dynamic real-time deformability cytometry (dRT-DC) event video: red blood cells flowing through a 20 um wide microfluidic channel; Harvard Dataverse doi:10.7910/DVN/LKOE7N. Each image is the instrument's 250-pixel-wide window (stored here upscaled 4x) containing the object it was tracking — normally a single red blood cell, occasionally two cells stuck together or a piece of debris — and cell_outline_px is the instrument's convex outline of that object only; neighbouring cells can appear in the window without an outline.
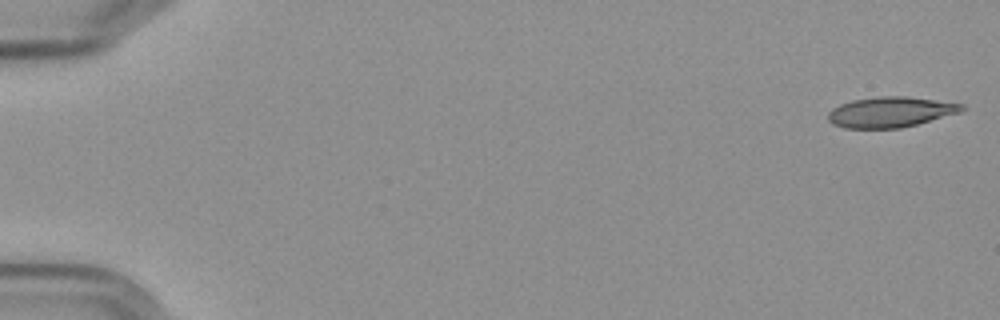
{"species": "Egyptian fruit bat (a non-hibernating species)", "species_latin": "Rousettus aegyptiacus", "temperature_condition": "cold", "stored_images_in_passage": 57, "camera_frame_rate_fps": 3000, "um_per_image_px": 0.085, "frame": {"image": 1, "passage_image": 1, "time_ms": 0.0, "image_size_px": [1000, 320], "cell_outline_px": [[968, 108], [960, 112], [916, 124], [900, 128], [844, 128], [832, 124], [828, 120], [828, 112], [832, 108], [840, 104], [852, 100], [880, 96], [908, 96], [964, 104]], "centroid_in_image_um": [75.68, 9.52], "position_along_channel_um": 9.3, "area_um2": 23.76}}
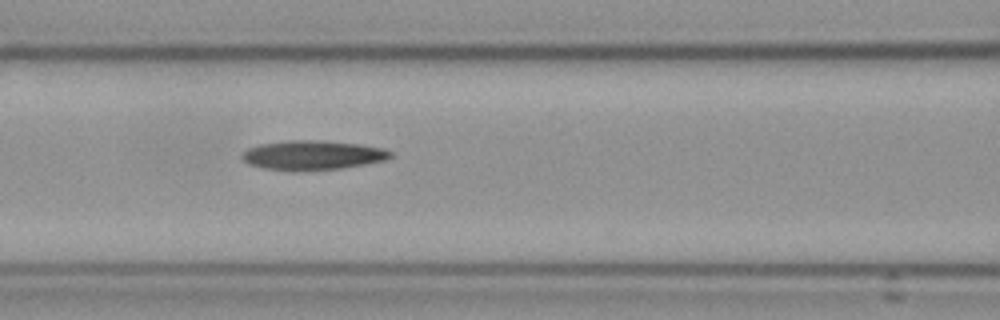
{"frame": {"image": 2, "passage_image": 25, "time_ms": 8.0, "image_size_px": [1000, 320], "cell_outline_px": [[392, 156], [384, 160], [364, 164], [340, 168], [264, 168], [248, 164], [240, 156], [248, 148], [260, 144], [288, 140], [320, 140], [360, 144], [384, 148], [392, 152]], "centroid_in_image_um": [26.6, 13.14], "position_along_channel_um": 140.0, "area_um2": 24.45}}
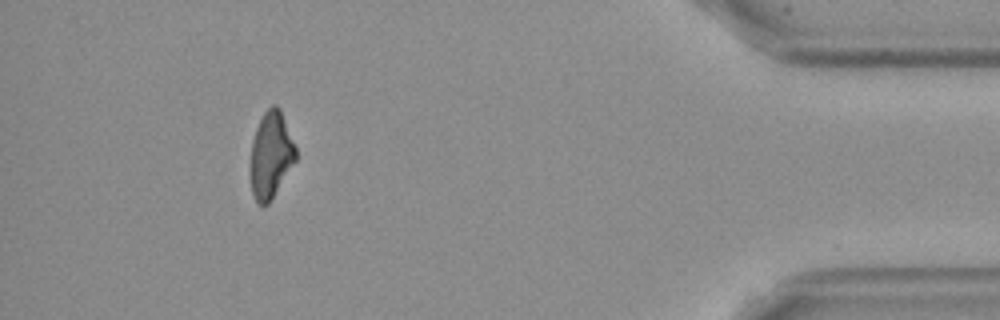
{"frame": {"image": 3, "passage_image": 52, "time_ms": 17.0, "image_size_px": [1000, 320], "cell_outline_px": [[296, 160], [268, 204], [260, 204], [256, 200], [252, 192], [252, 140], [256, 128], [264, 112], [272, 104], [276, 104], [280, 108], [296, 148]], "centroid_in_image_um": [23.05, 13.13], "position_along_channel_um": 412.2, "area_um2": 22.2}, "authors_computed_cell_mechanics": {"area_um2": 24.5072, "velocity_mm_per_s": 3.6045, "shape_relaxation_time_tau1_ms": null, "shape_relaxation_time_tau2_ms": 7.1867, "deformation_change_tau1": null, "deformation_change_tau2": 0.1927}}